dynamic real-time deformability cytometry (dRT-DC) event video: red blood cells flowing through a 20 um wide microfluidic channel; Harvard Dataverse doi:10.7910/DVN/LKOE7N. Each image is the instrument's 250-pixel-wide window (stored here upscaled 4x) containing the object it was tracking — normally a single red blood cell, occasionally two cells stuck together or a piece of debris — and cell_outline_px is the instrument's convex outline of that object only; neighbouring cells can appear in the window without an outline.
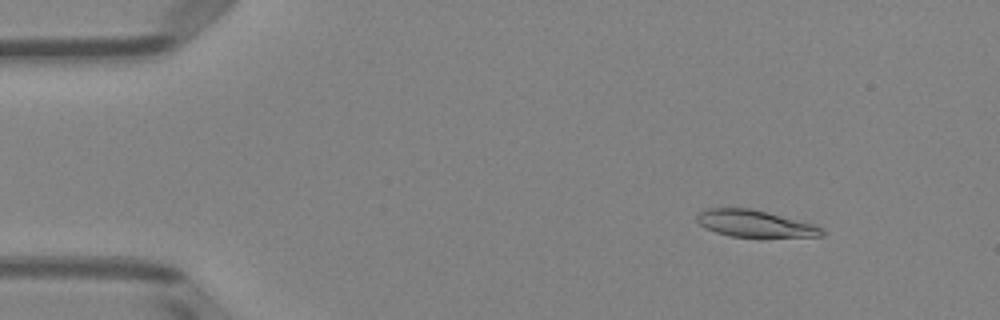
{"species": "Egyptian fruit bat (a non-hibernating species)", "species_latin": "Rousettus aegyptiacus", "temperature_condition": "room temperature", "stored_images_in_passage": 50, "camera_frame_rate_fps": 3000, "um_per_image_px": 0.085, "animal": {"sex": "female"}, "frame": {"image": 1, "passage_image": 6, "time_ms": 1.667, "image_size_px": [1000, 320], "cell_outline_px": [[824, 236], [760, 240], [732, 236], [716, 232], [704, 228], [696, 220], [696, 216], [704, 208], [752, 208], [816, 224], [824, 232]], "centroid_in_image_um": [64.23, 19.06], "position_along_channel_um": 20.8, "area_um2": 20.69}}
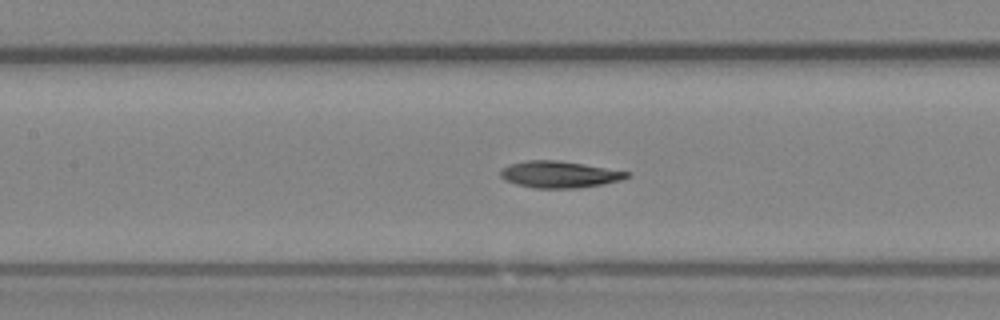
{"frame": {"image": 2, "passage_image": 23, "time_ms": 7.333, "image_size_px": [1000, 320], "cell_outline_px": [[632, 176], [620, 180], [604, 184], [580, 188], [536, 188], [516, 184], [504, 180], [500, 176], [500, 172], [508, 164], [524, 160], [556, 160], [584, 164], [632, 172]], "centroid_in_image_um": [47.58, 14.82], "position_along_channel_um": 159.8, "area_um2": 19.83}}
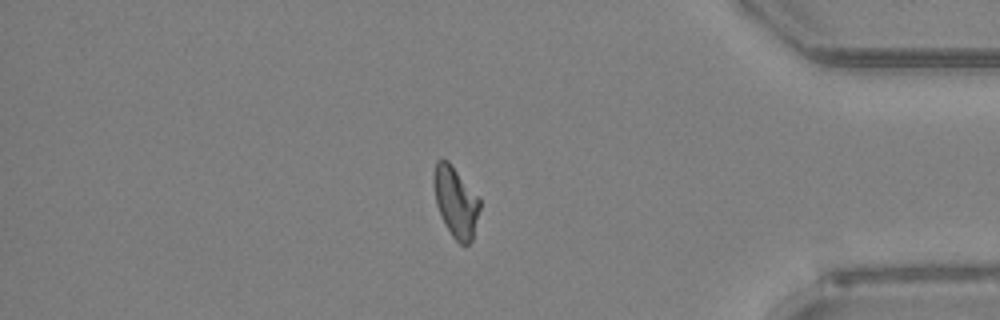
{"frame": {"image": 3, "passage_image": 43, "time_ms": 14.0, "image_size_px": [1000, 320], "cell_outline_px": [[480, 208], [472, 240], [468, 244], [460, 244], [452, 236], [444, 224], [436, 204], [432, 184], [432, 176], [436, 160], [448, 160], [480, 196]], "centroid_in_image_um": [38.73, 17.12], "position_along_channel_um": 396.5, "area_um2": 19.31}, "authors_computed_cell_mechanics": {"area_um2": 19.6809, "velocity_mm_per_s": 3.9949, "shape_relaxation_time_tau1_ms": 4.124, "shape_relaxation_time_tau2_ms": 4.491, "deformation_change_tau1": 0.1504, "deformation_change_tau2": 0.1265}}